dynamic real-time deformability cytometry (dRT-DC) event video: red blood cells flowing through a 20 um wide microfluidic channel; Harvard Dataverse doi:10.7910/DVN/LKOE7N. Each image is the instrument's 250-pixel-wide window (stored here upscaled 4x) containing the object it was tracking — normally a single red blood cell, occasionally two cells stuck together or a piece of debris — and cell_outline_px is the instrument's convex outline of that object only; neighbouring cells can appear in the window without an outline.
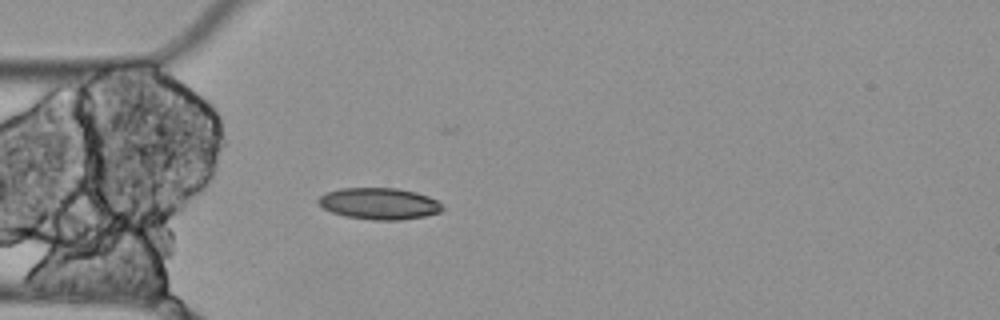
{"species": "Egyptian fruit bat (a non-hibernating species)", "species_latin": "Rousettus aegyptiacus", "temperature_condition": "cold", "stored_images_in_passage": 5, "camera_frame_rate_fps": 3000, "um_per_image_px": 0.085, "animal": {"sex": "female"}, "frame": {"image": 1, "passage_image": 5, "time_ms": 1.333, "image_size_px": [1000, 320], "cell_outline_px": [[444, 208], [440, 212], [424, 216], [400, 220], [372, 220], [344, 216], [332, 212], [324, 208], [316, 200], [320, 196], [328, 192], [340, 188], [396, 188], [416, 192], [428, 196], [444, 204]], "centroid_in_image_um": [32.26, 17.31], "position_along_channel_um": 52.7, "area_um2": 22.83}}